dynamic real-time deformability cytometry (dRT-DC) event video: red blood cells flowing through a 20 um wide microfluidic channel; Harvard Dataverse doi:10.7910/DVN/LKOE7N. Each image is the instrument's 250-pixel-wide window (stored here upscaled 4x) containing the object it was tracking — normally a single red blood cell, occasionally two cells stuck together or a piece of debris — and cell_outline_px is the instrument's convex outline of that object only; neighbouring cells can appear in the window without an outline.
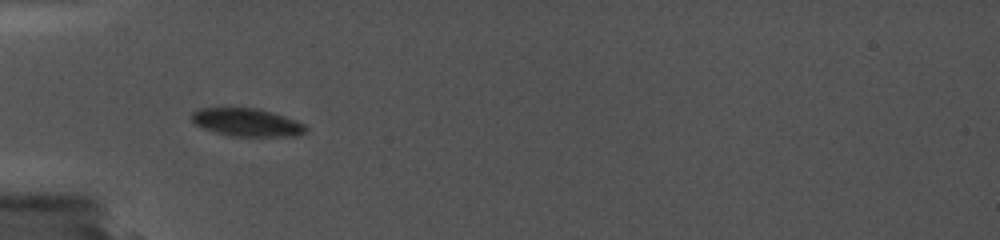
{"species": "common noctule bat (a hibernating species)", "species_latin": "Nyctalus noctula", "temperature_condition": "cold", "stored_images_in_passage": 2, "camera_frame_rate_fps": 5000, "um_per_image_px": 0.085, "animal": {"sex": "female", "body_mass_g": 19.0, "forearm_length_mm": 56.7}, "frame": {"image": 1, "passage_image": 1, "time_ms": 0.0, "image_size_px": [1000, 240], "cell_outline_px": [[308, 132], [300, 136], [228, 136], [212, 132], [200, 128], [192, 124], [188, 120], [188, 116], [192, 112], [204, 108], [252, 108], [272, 112], [308, 124]], "centroid_in_image_um": [20.96, 10.42], "position_along_channel_um": 64.0, "area_um2": 19.19}}